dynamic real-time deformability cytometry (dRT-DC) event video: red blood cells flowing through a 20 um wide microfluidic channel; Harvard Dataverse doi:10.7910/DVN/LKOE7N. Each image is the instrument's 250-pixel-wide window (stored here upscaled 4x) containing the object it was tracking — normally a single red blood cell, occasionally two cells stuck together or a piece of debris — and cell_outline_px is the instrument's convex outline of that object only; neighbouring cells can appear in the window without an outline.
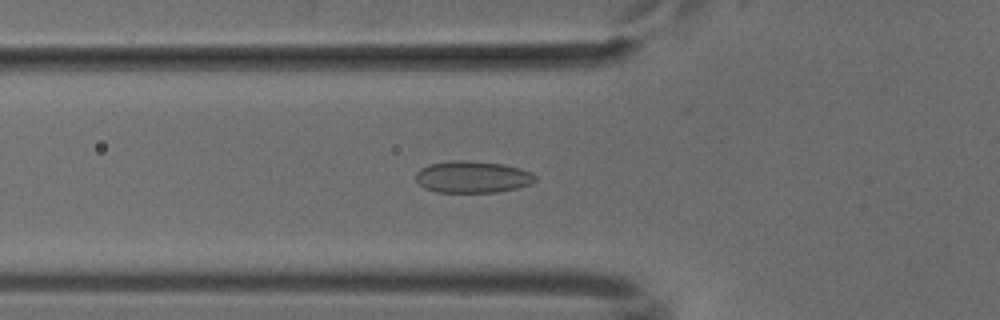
{"species": "common noctule bat (a hibernating species)", "species_latin": "Nyctalus noctula", "temperature_condition": "cold", "stored_images_in_passage": 52, "camera_frame_rate_fps": 3000, "um_per_image_px": 0.085, "animal": {"sex": "male", "body_mass_g": 18.8}, "frame": {"image": 1, "passage_image": 18, "time_ms": 5.667, "image_size_px": [1000, 320], "cell_outline_px": [[536, 180], [532, 184], [516, 188], [496, 192], [436, 192], [424, 188], [416, 180], [416, 172], [420, 168], [428, 164], [448, 160], [468, 160], [504, 164], [520, 168], [532, 172], [536, 176]], "centroid_in_image_um": [40.16, 15.03], "position_along_channel_um": 85.6, "area_um2": 22.43}}
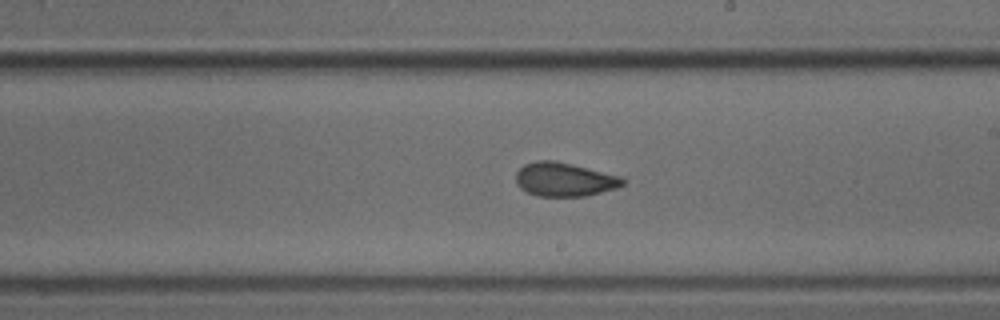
{"frame": {"image": 2, "passage_image": 30, "time_ms": 9.667, "image_size_px": [1000, 320], "cell_outline_px": [[624, 184], [616, 188], [584, 196], [536, 196], [520, 188], [516, 184], [516, 172], [524, 164], [536, 160], [556, 160], [620, 176], [624, 180]], "centroid_in_image_um": [47.93, 15.24], "position_along_channel_um": 241.1, "area_um2": 20.98}}
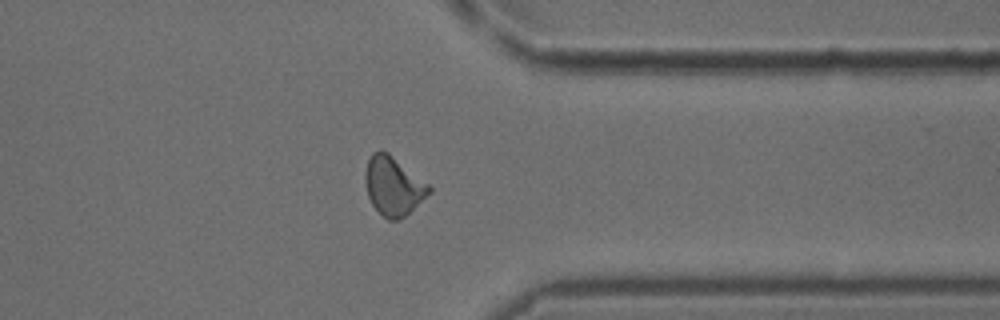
{"frame": {"image": 3, "passage_image": 41, "time_ms": 13.333, "image_size_px": [1000, 320], "cell_outline_px": [[432, 192], [400, 220], [388, 220], [372, 204], [368, 196], [364, 180], [364, 172], [368, 160], [372, 152], [388, 152], [428, 184], [432, 188]], "centroid_in_image_um": [33.43, 15.82], "position_along_channel_um": 378.0, "area_um2": 21.62}}